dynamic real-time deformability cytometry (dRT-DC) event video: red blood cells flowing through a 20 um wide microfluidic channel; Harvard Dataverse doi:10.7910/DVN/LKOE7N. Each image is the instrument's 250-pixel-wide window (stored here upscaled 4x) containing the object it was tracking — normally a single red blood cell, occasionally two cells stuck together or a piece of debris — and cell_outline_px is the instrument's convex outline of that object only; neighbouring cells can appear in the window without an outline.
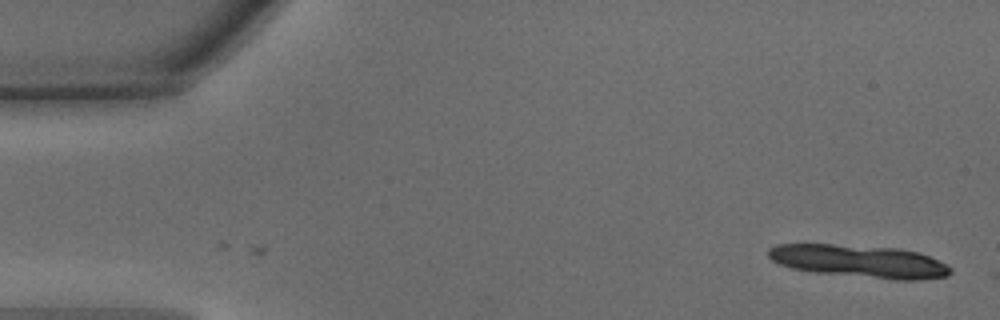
{"species": "common noctule bat (a hibernating species)", "species_latin": "Nyctalus noctula", "temperature_condition": "warm", "stored_images_in_passage": 4, "camera_frame_rate_fps": 3000, "um_per_image_px": 0.085, "animal": {"sex": "male", "body_mass_g": 15.6}, "frame": {"image": 1, "passage_image": 4, "time_ms": 1.0, "image_size_px": [1000, 320], "cell_outline_px": [[952, 272], [948, 276], [916, 280], [896, 280], [816, 272], [792, 268], [780, 264], [772, 260], [768, 256], [768, 248], [776, 244], [832, 244], [900, 248], [916, 252], [928, 256], [952, 268]], "centroid_in_image_um": [73.03, 22.2], "position_along_channel_um": 12.0, "area_um2": 34.51}}